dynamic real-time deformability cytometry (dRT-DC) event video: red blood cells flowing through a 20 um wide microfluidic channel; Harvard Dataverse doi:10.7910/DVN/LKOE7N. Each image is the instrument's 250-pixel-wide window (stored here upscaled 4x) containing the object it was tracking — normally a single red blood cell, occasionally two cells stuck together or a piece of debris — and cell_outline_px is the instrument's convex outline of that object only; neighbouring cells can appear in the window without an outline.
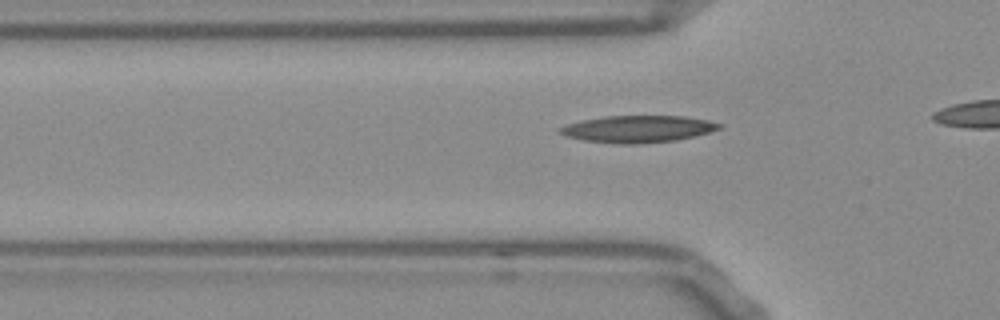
{"species": "Egyptian fruit bat (a non-hibernating species)", "species_latin": "Rousettus aegyptiacus", "temperature_condition": "room temperature", "stored_images_in_passage": 18, "camera_frame_rate_fps": 3000, "um_per_image_px": 0.085, "frame": {"image": 1, "passage_image": 12, "time_ms": 3.667, "image_size_px": [1000, 320], "cell_outline_px": [[724, 124], [720, 128], [708, 132], [676, 140], [640, 144], [620, 144], [584, 140], [568, 136], [560, 132], [560, 128], [568, 124], [580, 120], [604, 116], [684, 116], [708, 120]], "centroid_in_image_um": [54.24, 10.96], "position_along_channel_um": 71.6, "area_um2": 24.8}}
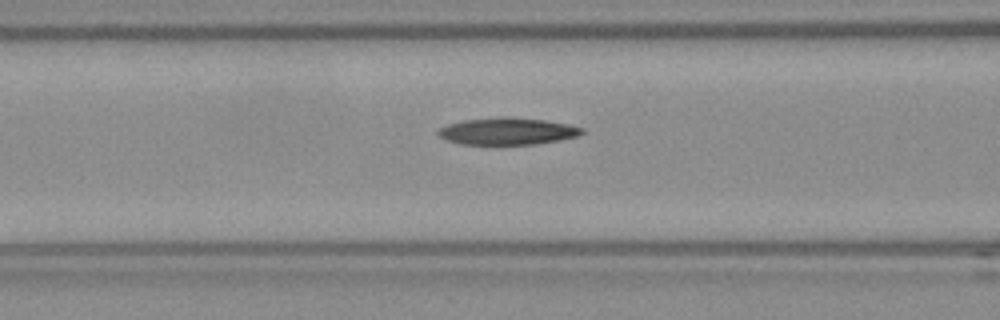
{"frame": {"image": 2, "passage_image": 16, "time_ms": 5.0, "image_size_px": [1000, 320], "cell_outline_px": [[584, 132], [580, 136], [560, 140], [536, 144], [464, 144], [448, 140], [440, 136], [436, 132], [440, 128], [448, 124], [464, 120], [500, 116], [508, 116], [544, 120], [568, 124], [584, 128]], "centroid_in_image_um": [43.18, 11.14], "position_along_channel_um": 123.4, "area_um2": 22.66}}